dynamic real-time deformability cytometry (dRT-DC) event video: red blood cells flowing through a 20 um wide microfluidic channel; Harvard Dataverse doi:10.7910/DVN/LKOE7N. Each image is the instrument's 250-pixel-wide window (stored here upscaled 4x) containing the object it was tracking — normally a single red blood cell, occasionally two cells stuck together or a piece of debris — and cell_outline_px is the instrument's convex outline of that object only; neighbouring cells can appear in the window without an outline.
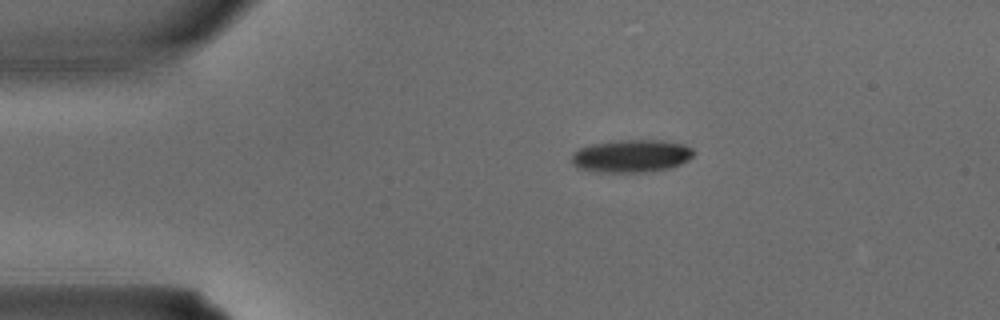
{"species": "common noctule bat (a hibernating species)", "species_latin": "Nyctalus noctula", "temperature_condition": "warm", "stored_images_in_passage": 2, "camera_frame_rate_fps": 3000, "um_per_image_px": 0.085, "animal": {"sex": "male", "body_mass_g": 15.6}, "frame": {"image": 1, "passage_image": 1, "time_ms": 0.0, "image_size_px": [1000, 320], "cell_outline_px": [[696, 152], [692, 156], [680, 164], [668, 168], [644, 172], [596, 172], [576, 168], [572, 164], [572, 152], [580, 148], [592, 144], [616, 140], [664, 140], [684, 144], [692, 148]], "centroid_in_image_um": [53.64, 13.25], "position_along_channel_um": 31.4, "area_um2": 23.41}}
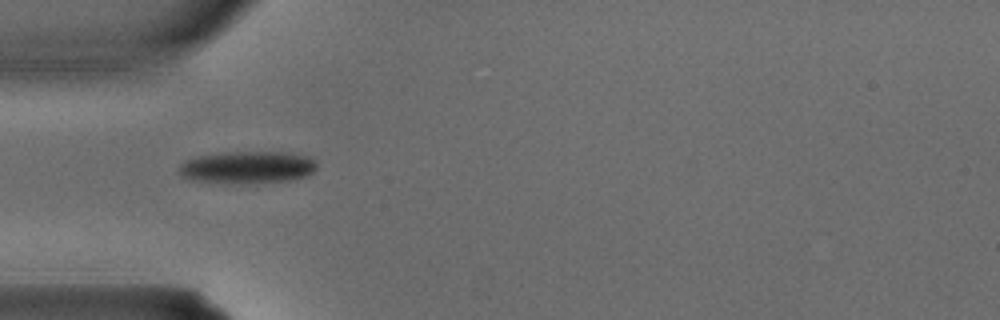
{"frame": {"image": 2, "passage_image": 2, "time_ms": 0.333, "image_size_px": [1000, 320], "cell_outline_px": [[316, 168], [308, 176], [292, 180], [244, 184], [240, 184], [192, 180], [180, 176], [176, 172], [180, 164], [184, 160], [200, 156], [224, 152], [284, 152], [308, 156], [316, 160]], "centroid_in_image_um": [21.01, 14.23], "position_along_channel_um": 64.0, "area_um2": 26.3}}